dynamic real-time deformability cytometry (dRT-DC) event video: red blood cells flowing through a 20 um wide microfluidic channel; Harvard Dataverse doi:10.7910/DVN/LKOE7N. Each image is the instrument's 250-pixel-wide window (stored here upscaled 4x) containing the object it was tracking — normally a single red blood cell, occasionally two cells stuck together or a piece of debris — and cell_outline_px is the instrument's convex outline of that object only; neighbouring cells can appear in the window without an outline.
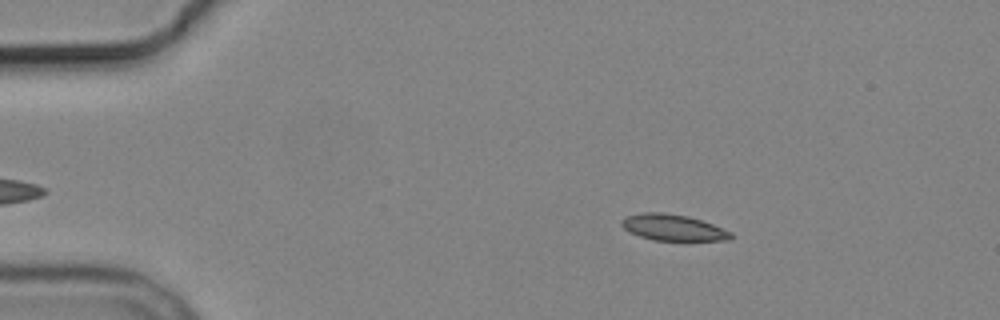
{"species": "common noctule bat (a hibernating species)", "species_latin": "Nyctalus noctula", "temperature_condition": "cold", "stored_images_in_passage": 4, "camera_frame_rate_fps": 3000, "um_per_image_px": 0.085, "animal": {"sex": "male", "body_mass_g": 19.2, "forearm_length_mm": 51.8}, "frame": {"image": 1, "passage_image": 2, "time_ms": 2.0, "image_size_px": [1000, 320], "cell_outline_px": [[732, 236], [728, 240], [652, 240], [628, 232], [620, 224], [620, 220], [628, 216], [644, 212], [660, 212], [688, 216], [712, 224], [732, 232]], "centroid_in_image_um": [57.17, 19.34], "position_along_channel_um": 27.8, "area_um2": 16.53}}